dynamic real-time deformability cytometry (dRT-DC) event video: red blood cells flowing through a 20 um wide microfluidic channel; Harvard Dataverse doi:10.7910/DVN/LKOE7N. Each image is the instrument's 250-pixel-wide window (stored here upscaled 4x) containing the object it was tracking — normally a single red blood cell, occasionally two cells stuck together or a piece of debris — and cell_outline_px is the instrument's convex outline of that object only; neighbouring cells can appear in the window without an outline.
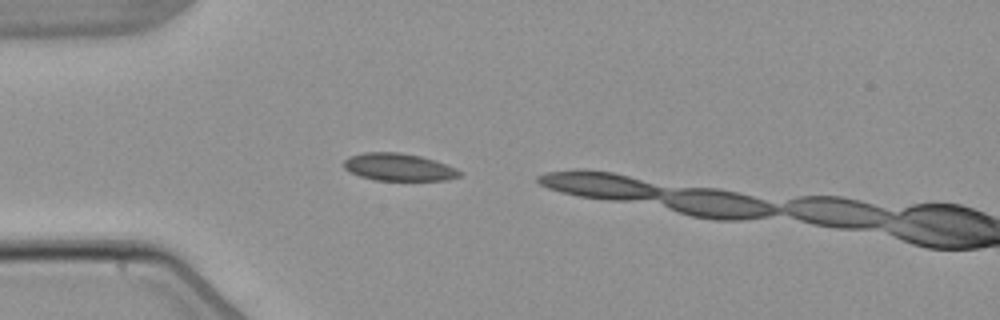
{"species": "common noctule bat (a hibernating species)", "species_latin": "Nyctalus noctula", "temperature_condition": "warm", "stored_images_in_passage": 2, "camera_frame_rate_fps": 3000, "um_per_image_px": 0.085, "animal": {"sex": "male", "body_mass_g": 21.5, "forearm_length_mm": 52.0}, "frame": {"image": 1, "passage_image": 1, "time_ms": 0.0, "image_size_px": [1000, 320], "cell_outline_px": [[464, 172], [460, 176], [448, 180], [372, 180], [360, 176], [344, 168], [344, 160], [348, 156], [364, 152], [400, 152], [420, 156], [456, 168]], "centroid_in_image_um": [33.88, 14.2], "position_along_channel_um": 51.1, "area_um2": 18.5}}